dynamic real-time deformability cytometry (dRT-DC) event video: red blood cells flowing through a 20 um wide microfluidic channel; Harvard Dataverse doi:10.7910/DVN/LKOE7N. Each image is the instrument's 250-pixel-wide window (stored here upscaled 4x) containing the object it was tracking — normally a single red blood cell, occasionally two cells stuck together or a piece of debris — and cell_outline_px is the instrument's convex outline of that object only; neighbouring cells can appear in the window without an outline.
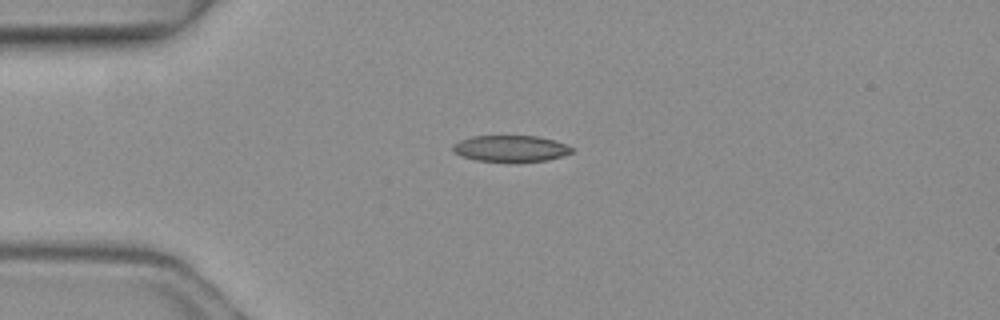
{"species": "common noctule bat (a hibernating species)", "species_latin": "Nyctalus noctula", "temperature_condition": "warm", "stored_images_in_passage": 1, "camera_frame_rate_fps": 3000, "um_per_image_px": 0.085, "animal": {"sex": "female", "body_mass_g": 19.3, "forearm_length_mm": 54.1}, "frame": {"image": 1, "passage_image": 1, "time_ms": 0.0, "image_size_px": [1000, 320], "cell_outline_px": [[576, 148], [572, 152], [548, 160], [516, 164], [476, 160], [460, 156], [452, 152], [452, 144], [460, 140], [472, 136], [536, 136], [556, 140]], "centroid_in_image_um": [43.4, 12.65], "position_along_channel_um": 41.6, "area_um2": 19.02}}